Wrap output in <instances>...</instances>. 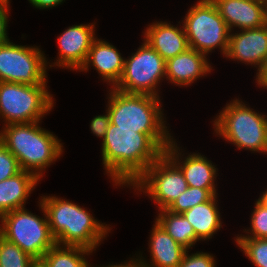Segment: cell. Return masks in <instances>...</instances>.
Segmentation results:
<instances>
[{"label": "cell", "mask_w": 267, "mask_h": 267, "mask_svg": "<svg viewBox=\"0 0 267 267\" xmlns=\"http://www.w3.org/2000/svg\"><path fill=\"white\" fill-rule=\"evenodd\" d=\"M40 178L21 171L15 176L0 182V217L13 210L24 208L25 200Z\"/></svg>", "instance_id": "cell-19"}, {"label": "cell", "mask_w": 267, "mask_h": 267, "mask_svg": "<svg viewBox=\"0 0 267 267\" xmlns=\"http://www.w3.org/2000/svg\"><path fill=\"white\" fill-rule=\"evenodd\" d=\"M258 201L267 208V191L258 199Z\"/></svg>", "instance_id": "cell-36"}, {"label": "cell", "mask_w": 267, "mask_h": 267, "mask_svg": "<svg viewBox=\"0 0 267 267\" xmlns=\"http://www.w3.org/2000/svg\"><path fill=\"white\" fill-rule=\"evenodd\" d=\"M150 240L152 265L142 261L145 267H178L187 251L178 244L156 221Z\"/></svg>", "instance_id": "cell-20"}, {"label": "cell", "mask_w": 267, "mask_h": 267, "mask_svg": "<svg viewBox=\"0 0 267 267\" xmlns=\"http://www.w3.org/2000/svg\"><path fill=\"white\" fill-rule=\"evenodd\" d=\"M257 82L258 85L267 88V57L264 59L260 68H258Z\"/></svg>", "instance_id": "cell-32"}, {"label": "cell", "mask_w": 267, "mask_h": 267, "mask_svg": "<svg viewBox=\"0 0 267 267\" xmlns=\"http://www.w3.org/2000/svg\"><path fill=\"white\" fill-rule=\"evenodd\" d=\"M106 115H99L92 119L90 128L94 134L98 137H102L104 139L105 134L108 130L110 125V117L108 110Z\"/></svg>", "instance_id": "cell-30"}, {"label": "cell", "mask_w": 267, "mask_h": 267, "mask_svg": "<svg viewBox=\"0 0 267 267\" xmlns=\"http://www.w3.org/2000/svg\"><path fill=\"white\" fill-rule=\"evenodd\" d=\"M183 28L189 48L208 54L219 46L226 55L230 30L212 0H200L190 8Z\"/></svg>", "instance_id": "cell-8"}, {"label": "cell", "mask_w": 267, "mask_h": 267, "mask_svg": "<svg viewBox=\"0 0 267 267\" xmlns=\"http://www.w3.org/2000/svg\"><path fill=\"white\" fill-rule=\"evenodd\" d=\"M93 25H74L66 29L58 38L59 60L57 66L81 69L88 57L94 37Z\"/></svg>", "instance_id": "cell-13"}, {"label": "cell", "mask_w": 267, "mask_h": 267, "mask_svg": "<svg viewBox=\"0 0 267 267\" xmlns=\"http://www.w3.org/2000/svg\"><path fill=\"white\" fill-rule=\"evenodd\" d=\"M40 206L45 219L27 212L24 208L13 210L0 217L1 236L16 244L35 260L42 259L43 255L56 244L41 202Z\"/></svg>", "instance_id": "cell-6"}, {"label": "cell", "mask_w": 267, "mask_h": 267, "mask_svg": "<svg viewBox=\"0 0 267 267\" xmlns=\"http://www.w3.org/2000/svg\"><path fill=\"white\" fill-rule=\"evenodd\" d=\"M164 150L139 130L116 129L110 123L102 143L104 168L117 184H133Z\"/></svg>", "instance_id": "cell-1"}, {"label": "cell", "mask_w": 267, "mask_h": 267, "mask_svg": "<svg viewBox=\"0 0 267 267\" xmlns=\"http://www.w3.org/2000/svg\"><path fill=\"white\" fill-rule=\"evenodd\" d=\"M5 127L0 133V141L15 155L21 170L38 178H41L42 170L62 153V144L57 137L41 129L38 122L8 124Z\"/></svg>", "instance_id": "cell-4"}, {"label": "cell", "mask_w": 267, "mask_h": 267, "mask_svg": "<svg viewBox=\"0 0 267 267\" xmlns=\"http://www.w3.org/2000/svg\"><path fill=\"white\" fill-rule=\"evenodd\" d=\"M9 0H0L1 3H4V4H7L8 5V2Z\"/></svg>", "instance_id": "cell-37"}, {"label": "cell", "mask_w": 267, "mask_h": 267, "mask_svg": "<svg viewBox=\"0 0 267 267\" xmlns=\"http://www.w3.org/2000/svg\"><path fill=\"white\" fill-rule=\"evenodd\" d=\"M30 3L39 8V9H45V8H52L56 5L60 4L63 0H29Z\"/></svg>", "instance_id": "cell-33"}, {"label": "cell", "mask_w": 267, "mask_h": 267, "mask_svg": "<svg viewBox=\"0 0 267 267\" xmlns=\"http://www.w3.org/2000/svg\"><path fill=\"white\" fill-rule=\"evenodd\" d=\"M62 248L55 244L43 255L42 260L48 267H90L83 255L90 254L92 250L70 245Z\"/></svg>", "instance_id": "cell-23"}, {"label": "cell", "mask_w": 267, "mask_h": 267, "mask_svg": "<svg viewBox=\"0 0 267 267\" xmlns=\"http://www.w3.org/2000/svg\"><path fill=\"white\" fill-rule=\"evenodd\" d=\"M8 5L0 2V44L9 41L6 27L8 22Z\"/></svg>", "instance_id": "cell-31"}, {"label": "cell", "mask_w": 267, "mask_h": 267, "mask_svg": "<svg viewBox=\"0 0 267 267\" xmlns=\"http://www.w3.org/2000/svg\"><path fill=\"white\" fill-rule=\"evenodd\" d=\"M206 54L189 48L185 52L170 58L165 64V74L176 85H189L197 78L211 72Z\"/></svg>", "instance_id": "cell-15"}, {"label": "cell", "mask_w": 267, "mask_h": 267, "mask_svg": "<svg viewBox=\"0 0 267 267\" xmlns=\"http://www.w3.org/2000/svg\"><path fill=\"white\" fill-rule=\"evenodd\" d=\"M216 195V189H201L189 186L166 209L174 214H182L194 206L208 201Z\"/></svg>", "instance_id": "cell-24"}, {"label": "cell", "mask_w": 267, "mask_h": 267, "mask_svg": "<svg viewBox=\"0 0 267 267\" xmlns=\"http://www.w3.org/2000/svg\"><path fill=\"white\" fill-rule=\"evenodd\" d=\"M90 62L96 68L98 73L116 86L120 81L125 60L117 49L106 41L95 39L91 45L86 62L80 70L87 71Z\"/></svg>", "instance_id": "cell-17"}, {"label": "cell", "mask_w": 267, "mask_h": 267, "mask_svg": "<svg viewBox=\"0 0 267 267\" xmlns=\"http://www.w3.org/2000/svg\"><path fill=\"white\" fill-rule=\"evenodd\" d=\"M225 56L247 64L258 65L260 68L267 57V24L229 35V45Z\"/></svg>", "instance_id": "cell-14"}, {"label": "cell", "mask_w": 267, "mask_h": 267, "mask_svg": "<svg viewBox=\"0 0 267 267\" xmlns=\"http://www.w3.org/2000/svg\"><path fill=\"white\" fill-rule=\"evenodd\" d=\"M251 233L250 238H267V208L258 200L251 217Z\"/></svg>", "instance_id": "cell-28"}, {"label": "cell", "mask_w": 267, "mask_h": 267, "mask_svg": "<svg viewBox=\"0 0 267 267\" xmlns=\"http://www.w3.org/2000/svg\"><path fill=\"white\" fill-rule=\"evenodd\" d=\"M108 113L116 129L139 130L148 134L164 151L171 139L164 126L159 97L129 94L112 88Z\"/></svg>", "instance_id": "cell-2"}, {"label": "cell", "mask_w": 267, "mask_h": 267, "mask_svg": "<svg viewBox=\"0 0 267 267\" xmlns=\"http://www.w3.org/2000/svg\"><path fill=\"white\" fill-rule=\"evenodd\" d=\"M178 267H215L213 256L207 253H195L189 255L185 253Z\"/></svg>", "instance_id": "cell-29"}, {"label": "cell", "mask_w": 267, "mask_h": 267, "mask_svg": "<svg viewBox=\"0 0 267 267\" xmlns=\"http://www.w3.org/2000/svg\"><path fill=\"white\" fill-rule=\"evenodd\" d=\"M40 202L56 244L81 246L93 251L109 230L87 210L67 200L44 196Z\"/></svg>", "instance_id": "cell-3"}, {"label": "cell", "mask_w": 267, "mask_h": 267, "mask_svg": "<svg viewBox=\"0 0 267 267\" xmlns=\"http://www.w3.org/2000/svg\"><path fill=\"white\" fill-rule=\"evenodd\" d=\"M173 140L165 149L164 153L180 168L184 175L188 186L201 189H215L214 178L216 176V168L212 163L198 154L189 155L180 165L178 159V149H176ZM178 153V154H177ZM177 159V161H176Z\"/></svg>", "instance_id": "cell-18"}, {"label": "cell", "mask_w": 267, "mask_h": 267, "mask_svg": "<svg viewBox=\"0 0 267 267\" xmlns=\"http://www.w3.org/2000/svg\"><path fill=\"white\" fill-rule=\"evenodd\" d=\"M214 122L216 133L238 148L267 153V119L234 100Z\"/></svg>", "instance_id": "cell-5"}, {"label": "cell", "mask_w": 267, "mask_h": 267, "mask_svg": "<svg viewBox=\"0 0 267 267\" xmlns=\"http://www.w3.org/2000/svg\"><path fill=\"white\" fill-rule=\"evenodd\" d=\"M138 259H136L135 261L134 260H131L129 263H126V264H120V265H109L107 267H145L142 260L140 259L138 262Z\"/></svg>", "instance_id": "cell-34"}, {"label": "cell", "mask_w": 267, "mask_h": 267, "mask_svg": "<svg viewBox=\"0 0 267 267\" xmlns=\"http://www.w3.org/2000/svg\"><path fill=\"white\" fill-rule=\"evenodd\" d=\"M166 61L146 42L130 59L125 60L124 71L116 90L129 94L159 97L155 88L165 74Z\"/></svg>", "instance_id": "cell-9"}, {"label": "cell", "mask_w": 267, "mask_h": 267, "mask_svg": "<svg viewBox=\"0 0 267 267\" xmlns=\"http://www.w3.org/2000/svg\"><path fill=\"white\" fill-rule=\"evenodd\" d=\"M229 30L259 28L267 24V1L265 0H212Z\"/></svg>", "instance_id": "cell-12"}, {"label": "cell", "mask_w": 267, "mask_h": 267, "mask_svg": "<svg viewBox=\"0 0 267 267\" xmlns=\"http://www.w3.org/2000/svg\"><path fill=\"white\" fill-rule=\"evenodd\" d=\"M52 107L53 100L45 84L0 82V116L7 125L39 122Z\"/></svg>", "instance_id": "cell-7"}, {"label": "cell", "mask_w": 267, "mask_h": 267, "mask_svg": "<svg viewBox=\"0 0 267 267\" xmlns=\"http://www.w3.org/2000/svg\"><path fill=\"white\" fill-rule=\"evenodd\" d=\"M149 26L145 32V42L165 61L189 49L184 28L178 29L165 22H158Z\"/></svg>", "instance_id": "cell-16"}, {"label": "cell", "mask_w": 267, "mask_h": 267, "mask_svg": "<svg viewBox=\"0 0 267 267\" xmlns=\"http://www.w3.org/2000/svg\"><path fill=\"white\" fill-rule=\"evenodd\" d=\"M30 267H48L42 259H36L32 262Z\"/></svg>", "instance_id": "cell-35"}, {"label": "cell", "mask_w": 267, "mask_h": 267, "mask_svg": "<svg viewBox=\"0 0 267 267\" xmlns=\"http://www.w3.org/2000/svg\"><path fill=\"white\" fill-rule=\"evenodd\" d=\"M156 221L182 247L190 249L197 241L192 225L182 214H174L166 209L160 210Z\"/></svg>", "instance_id": "cell-22"}, {"label": "cell", "mask_w": 267, "mask_h": 267, "mask_svg": "<svg viewBox=\"0 0 267 267\" xmlns=\"http://www.w3.org/2000/svg\"><path fill=\"white\" fill-rule=\"evenodd\" d=\"M239 247L256 267H267V238H236Z\"/></svg>", "instance_id": "cell-26"}, {"label": "cell", "mask_w": 267, "mask_h": 267, "mask_svg": "<svg viewBox=\"0 0 267 267\" xmlns=\"http://www.w3.org/2000/svg\"><path fill=\"white\" fill-rule=\"evenodd\" d=\"M216 195L182 213L192 225L198 240L212 237L222 226L218 212Z\"/></svg>", "instance_id": "cell-21"}, {"label": "cell", "mask_w": 267, "mask_h": 267, "mask_svg": "<svg viewBox=\"0 0 267 267\" xmlns=\"http://www.w3.org/2000/svg\"><path fill=\"white\" fill-rule=\"evenodd\" d=\"M34 260L16 244L0 236V267H30Z\"/></svg>", "instance_id": "cell-25"}, {"label": "cell", "mask_w": 267, "mask_h": 267, "mask_svg": "<svg viewBox=\"0 0 267 267\" xmlns=\"http://www.w3.org/2000/svg\"><path fill=\"white\" fill-rule=\"evenodd\" d=\"M132 185L137 190L145 187L144 190L154 199L159 210L167 209L189 187L180 168L165 153Z\"/></svg>", "instance_id": "cell-11"}, {"label": "cell", "mask_w": 267, "mask_h": 267, "mask_svg": "<svg viewBox=\"0 0 267 267\" xmlns=\"http://www.w3.org/2000/svg\"><path fill=\"white\" fill-rule=\"evenodd\" d=\"M46 61L39 48L0 44V82L28 85L46 83Z\"/></svg>", "instance_id": "cell-10"}, {"label": "cell", "mask_w": 267, "mask_h": 267, "mask_svg": "<svg viewBox=\"0 0 267 267\" xmlns=\"http://www.w3.org/2000/svg\"><path fill=\"white\" fill-rule=\"evenodd\" d=\"M17 158L0 141V182L21 172Z\"/></svg>", "instance_id": "cell-27"}]
</instances>
